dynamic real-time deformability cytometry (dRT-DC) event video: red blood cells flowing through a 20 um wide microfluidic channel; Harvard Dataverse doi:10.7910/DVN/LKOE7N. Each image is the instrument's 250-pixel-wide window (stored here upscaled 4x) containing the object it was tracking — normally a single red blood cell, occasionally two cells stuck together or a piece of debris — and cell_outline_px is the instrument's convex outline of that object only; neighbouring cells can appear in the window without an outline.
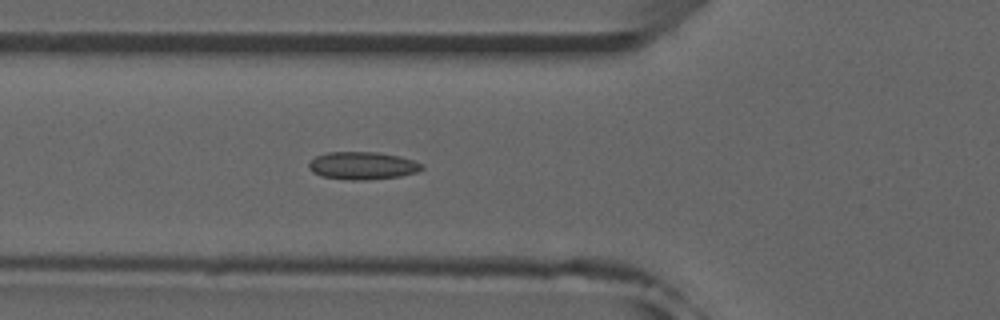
{"species": "common noctule bat (a hibernating species)", "species_latin": "Nyctalus noctula", "temperature_condition": "room temperature", "stored_images_in_passage": 47, "camera_frame_rate_fps": 3000, "um_per_image_px": 0.085, "animal": {"sex": "male", "forearm_length_mm": 52.5}, "frame": {"image": 1, "passage_image": 14, "time_ms": 4.333, "image_size_px": [1000, 320], "cell_outline_px": [[424, 168], [416, 172], [400, 176], [364, 180], [348, 180], [320, 176], [312, 172], [308, 168], [308, 164], [316, 156], [328, 152], [376, 152], [400, 156], [424, 164]], "centroid_in_image_um": [30.8, 14.08], "position_along_channel_um": 95.0, "area_um2": 18.26}, "authors_computed_cell_mechanics": {"area_um2": 17.2822, "velocity_mm_per_s": 3.9433, "shape_relaxation_time_tau1_ms": null, "shape_relaxation_time_tau2_ms": 2.4423, "deformation_change_tau1": null, "deformation_change_tau2": 0.0759}}